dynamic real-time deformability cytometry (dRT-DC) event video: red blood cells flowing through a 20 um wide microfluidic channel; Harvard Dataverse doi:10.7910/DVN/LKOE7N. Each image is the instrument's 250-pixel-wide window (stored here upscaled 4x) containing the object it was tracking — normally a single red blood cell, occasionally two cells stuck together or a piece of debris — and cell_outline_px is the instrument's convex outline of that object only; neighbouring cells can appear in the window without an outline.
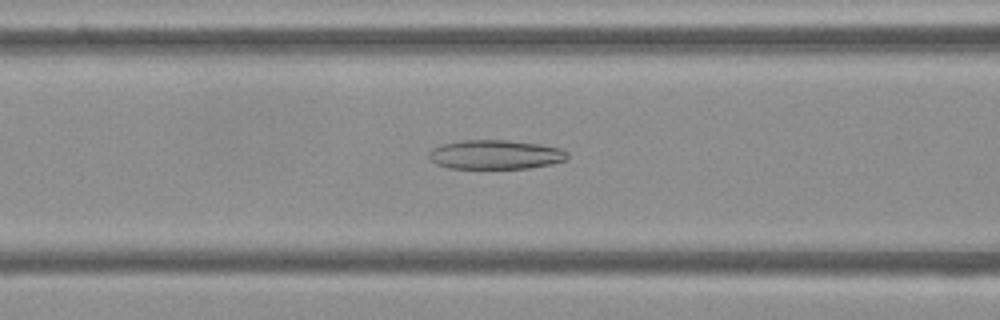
{"species": "Egyptian fruit bat (a non-hibernating species)", "species_latin": "Rousettus aegyptiacus", "temperature_condition": "cold", "stored_images_in_passage": 50, "camera_frame_rate_fps": 3000, "um_per_image_px": 0.085, "frame": {"image": 1, "passage_image": 21, "time_ms": 6.667, "image_size_px": [1000, 320], "cell_outline_px": [[568, 160], [552, 164], [528, 168], [448, 168], [436, 164], [428, 156], [428, 152], [432, 148], [440, 144], [464, 140], [508, 140], [540, 144], [560, 148], [568, 152]], "centroid_in_image_um": [42.12, 13.14], "position_along_channel_um": 124.5, "area_um2": 23.76}}
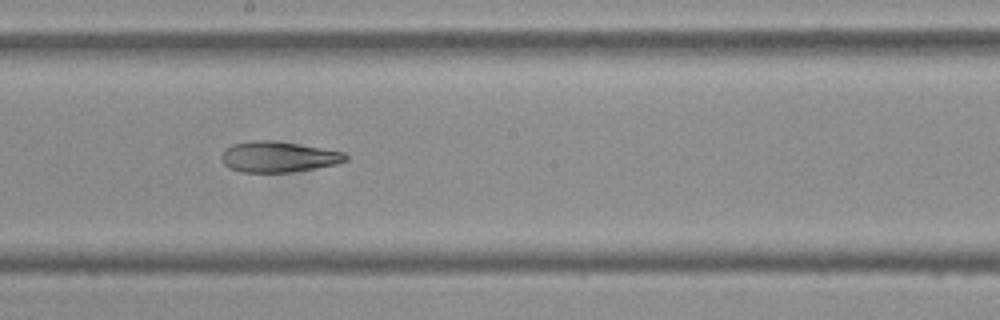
{"frame": {"image": 2, "passage_image": 29, "time_ms": 9.333, "image_size_px": [1000, 320], "cell_outline_px": [[348, 160], [336, 164], [316, 168], [292, 172], [240, 172], [228, 168], [220, 160], [220, 156], [224, 148], [232, 144], [252, 140], [272, 140], [344, 152], [348, 156]], "centroid_in_image_um": [23.6, 13.33], "position_along_channel_um": 224.6, "area_um2": 22.37}}
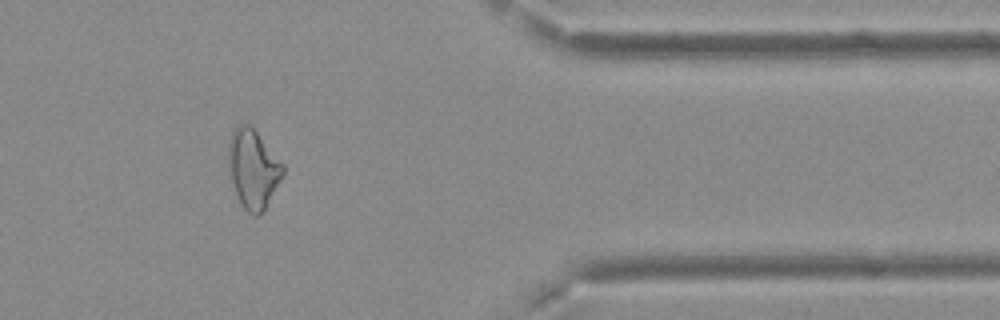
{"frame": {"image": 3, "passage_image": 44, "time_ms": 14.333, "image_size_px": [1000, 320], "cell_outline_px": [[284, 172], [264, 208], [256, 216], [252, 216], [240, 204], [232, 180], [228, 164], [228, 144], [232, 132], [240, 124], [248, 124], [256, 132], [284, 164]], "centroid_in_image_um": [21.49, 14.34], "position_along_channel_um": 389.9, "area_um2": 24.33}}